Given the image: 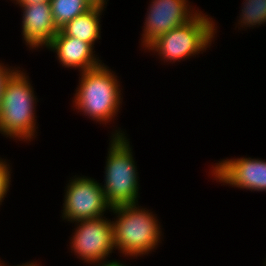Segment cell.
<instances>
[{
  "mask_svg": "<svg viewBox=\"0 0 266 266\" xmlns=\"http://www.w3.org/2000/svg\"><path fill=\"white\" fill-rule=\"evenodd\" d=\"M79 73L72 107L103 126L114 122L123 102L119 77L105 63Z\"/></svg>",
  "mask_w": 266,
  "mask_h": 266,
  "instance_id": "obj_1",
  "label": "cell"
},
{
  "mask_svg": "<svg viewBox=\"0 0 266 266\" xmlns=\"http://www.w3.org/2000/svg\"><path fill=\"white\" fill-rule=\"evenodd\" d=\"M151 211L139 206V202L112 207L115 250L127 259L142 258L161 244L162 226L157 214Z\"/></svg>",
  "mask_w": 266,
  "mask_h": 266,
  "instance_id": "obj_2",
  "label": "cell"
},
{
  "mask_svg": "<svg viewBox=\"0 0 266 266\" xmlns=\"http://www.w3.org/2000/svg\"><path fill=\"white\" fill-rule=\"evenodd\" d=\"M125 129L112 130L104 167V184L100 183L111 207L135 204L140 198V183L130 138Z\"/></svg>",
  "mask_w": 266,
  "mask_h": 266,
  "instance_id": "obj_3",
  "label": "cell"
},
{
  "mask_svg": "<svg viewBox=\"0 0 266 266\" xmlns=\"http://www.w3.org/2000/svg\"><path fill=\"white\" fill-rule=\"evenodd\" d=\"M27 74L19 68L7 81L0 105V134L30 143L38 134V98Z\"/></svg>",
  "mask_w": 266,
  "mask_h": 266,
  "instance_id": "obj_4",
  "label": "cell"
},
{
  "mask_svg": "<svg viewBox=\"0 0 266 266\" xmlns=\"http://www.w3.org/2000/svg\"><path fill=\"white\" fill-rule=\"evenodd\" d=\"M217 28L214 18L200 11L189 22L159 37L146 50L158 55L164 63L183 62L206 52L215 42Z\"/></svg>",
  "mask_w": 266,
  "mask_h": 266,
  "instance_id": "obj_5",
  "label": "cell"
},
{
  "mask_svg": "<svg viewBox=\"0 0 266 266\" xmlns=\"http://www.w3.org/2000/svg\"><path fill=\"white\" fill-rule=\"evenodd\" d=\"M64 191L60 218L67 222L104 217L112 210L100 183L92 177L75 175L67 182Z\"/></svg>",
  "mask_w": 266,
  "mask_h": 266,
  "instance_id": "obj_6",
  "label": "cell"
},
{
  "mask_svg": "<svg viewBox=\"0 0 266 266\" xmlns=\"http://www.w3.org/2000/svg\"><path fill=\"white\" fill-rule=\"evenodd\" d=\"M73 224L76 227L69 242L71 253L87 264L108 261L115 251L112 220L104 216Z\"/></svg>",
  "mask_w": 266,
  "mask_h": 266,
  "instance_id": "obj_7",
  "label": "cell"
},
{
  "mask_svg": "<svg viewBox=\"0 0 266 266\" xmlns=\"http://www.w3.org/2000/svg\"><path fill=\"white\" fill-rule=\"evenodd\" d=\"M142 30L141 49L146 50L168 31L193 19L201 10L189 0H151Z\"/></svg>",
  "mask_w": 266,
  "mask_h": 266,
  "instance_id": "obj_8",
  "label": "cell"
},
{
  "mask_svg": "<svg viewBox=\"0 0 266 266\" xmlns=\"http://www.w3.org/2000/svg\"><path fill=\"white\" fill-rule=\"evenodd\" d=\"M225 159L211 165L210 178L212 176L221 186L266 192V160L246 156Z\"/></svg>",
  "mask_w": 266,
  "mask_h": 266,
  "instance_id": "obj_9",
  "label": "cell"
},
{
  "mask_svg": "<svg viewBox=\"0 0 266 266\" xmlns=\"http://www.w3.org/2000/svg\"><path fill=\"white\" fill-rule=\"evenodd\" d=\"M19 6L23 13L21 15V34L25 45L31 51L44 49L59 31L54 23L50 2Z\"/></svg>",
  "mask_w": 266,
  "mask_h": 266,
  "instance_id": "obj_10",
  "label": "cell"
},
{
  "mask_svg": "<svg viewBox=\"0 0 266 266\" xmlns=\"http://www.w3.org/2000/svg\"><path fill=\"white\" fill-rule=\"evenodd\" d=\"M46 49L57 54L55 57L58 63L67 69H78L83 72L103 63L91 44L76 37H68L61 30L57 32Z\"/></svg>",
  "mask_w": 266,
  "mask_h": 266,
  "instance_id": "obj_11",
  "label": "cell"
},
{
  "mask_svg": "<svg viewBox=\"0 0 266 266\" xmlns=\"http://www.w3.org/2000/svg\"><path fill=\"white\" fill-rule=\"evenodd\" d=\"M106 8L93 6L84 14L78 15L69 21L60 30L68 37H76L79 40L91 44L95 48V42L101 39V16Z\"/></svg>",
  "mask_w": 266,
  "mask_h": 266,
  "instance_id": "obj_12",
  "label": "cell"
},
{
  "mask_svg": "<svg viewBox=\"0 0 266 266\" xmlns=\"http://www.w3.org/2000/svg\"><path fill=\"white\" fill-rule=\"evenodd\" d=\"M50 5L54 23L59 30L93 7L88 0H50Z\"/></svg>",
  "mask_w": 266,
  "mask_h": 266,
  "instance_id": "obj_13",
  "label": "cell"
},
{
  "mask_svg": "<svg viewBox=\"0 0 266 266\" xmlns=\"http://www.w3.org/2000/svg\"><path fill=\"white\" fill-rule=\"evenodd\" d=\"M236 27L247 29L266 24V0H243Z\"/></svg>",
  "mask_w": 266,
  "mask_h": 266,
  "instance_id": "obj_14",
  "label": "cell"
},
{
  "mask_svg": "<svg viewBox=\"0 0 266 266\" xmlns=\"http://www.w3.org/2000/svg\"><path fill=\"white\" fill-rule=\"evenodd\" d=\"M11 163L0 157V205L4 202L11 185Z\"/></svg>",
  "mask_w": 266,
  "mask_h": 266,
  "instance_id": "obj_15",
  "label": "cell"
},
{
  "mask_svg": "<svg viewBox=\"0 0 266 266\" xmlns=\"http://www.w3.org/2000/svg\"><path fill=\"white\" fill-rule=\"evenodd\" d=\"M19 68L20 67L9 66L8 64L4 65V63L0 62V105H1L2 94L5 90L7 81Z\"/></svg>",
  "mask_w": 266,
  "mask_h": 266,
  "instance_id": "obj_16",
  "label": "cell"
},
{
  "mask_svg": "<svg viewBox=\"0 0 266 266\" xmlns=\"http://www.w3.org/2000/svg\"><path fill=\"white\" fill-rule=\"evenodd\" d=\"M125 263H121L120 260H108V261H102V262H96V263H91V265L94 266H126Z\"/></svg>",
  "mask_w": 266,
  "mask_h": 266,
  "instance_id": "obj_17",
  "label": "cell"
},
{
  "mask_svg": "<svg viewBox=\"0 0 266 266\" xmlns=\"http://www.w3.org/2000/svg\"><path fill=\"white\" fill-rule=\"evenodd\" d=\"M10 1L14 2L15 5H26L38 2H50V0H10Z\"/></svg>",
  "mask_w": 266,
  "mask_h": 266,
  "instance_id": "obj_18",
  "label": "cell"
},
{
  "mask_svg": "<svg viewBox=\"0 0 266 266\" xmlns=\"http://www.w3.org/2000/svg\"><path fill=\"white\" fill-rule=\"evenodd\" d=\"M38 261H29L26 263H22V264H17V265H12V266H41L40 263H37ZM0 266H11V265H7V263H5V261L0 259Z\"/></svg>",
  "mask_w": 266,
  "mask_h": 266,
  "instance_id": "obj_19",
  "label": "cell"
},
{
  "mask_svg": "<svg viewBox=\"0 0 266 266\" xmlns=\"http://www.w3.org/2000/svg\"><path fill=\"white\" fill-rule=\"evenodd\" d=\"M109 0H88V2L92 5V6H99V7H103L106 8L107 6V2Z\"/></svg>",
  "mask_w": 266,
  "mask_h": 266,
  "instance_id": "obj_20",
  "label": "cell"
}]
</instances>
